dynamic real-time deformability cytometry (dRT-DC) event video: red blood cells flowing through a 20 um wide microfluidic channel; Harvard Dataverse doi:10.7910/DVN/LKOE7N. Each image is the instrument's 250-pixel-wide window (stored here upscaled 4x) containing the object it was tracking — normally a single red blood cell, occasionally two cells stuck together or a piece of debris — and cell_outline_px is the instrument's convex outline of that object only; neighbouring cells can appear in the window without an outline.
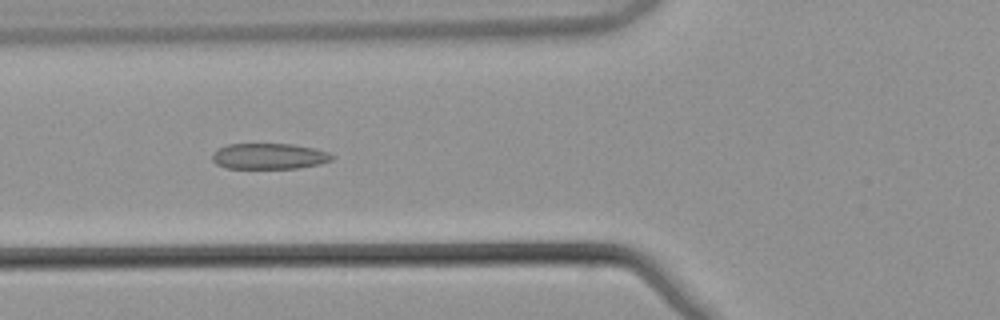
{"species": "common noctule bat (a hibernating species)", "species_latin": "Nyctalus noctula", "temperature_condition": "warm", "stored_images_in_passage": 45, "camera_frame_rate_fps": 3000, "um_per_image_px": 0.085, "animal": {"sex": "male", "body_mass_g": 21.5, "forearm_length_mm": 52.0}, "frame": {"image": 1, "passage_image": 12, "time_ms": 3.667, "image_size_px": [1000, 320], "cell_outline_px": [[336, 156], [332, 160], [320, 164], [296, 168], [228, 168], [216, 164], [212, 160], [212, 152], [228, 144], [292, 144], [312, 148], [328, 152]], "centroid_in_image_um": [22.88, 13.28], "position_along_channel_um": 102.9, "area_um2": 17.98}}
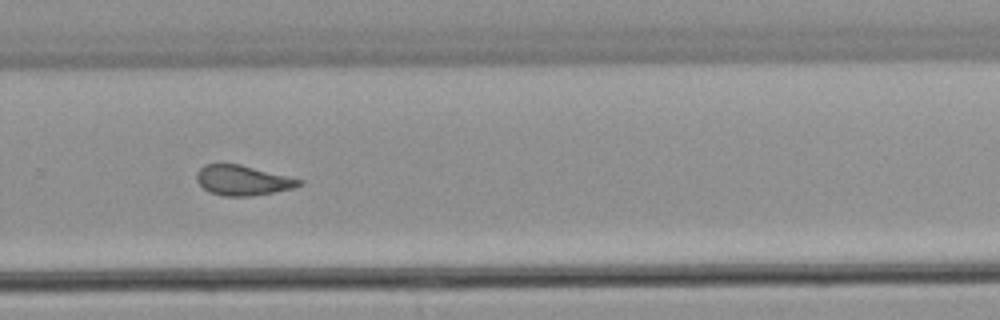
{"frame": {"image": 2, "passage_image": 28, "time_ms": 9.0, "image_size_px": [1000, 320], "cell_outline_px": [[304, 184], [292, 188], [252, 196], [224, 196], [208, 192], [196, 180], [196, 172], [204, 164], [240, 164], [304, 180]], "centroid_in_image_um": [20.62, 15.32], "position_along_channel_um": 309.2, "area_um2": 17.92}}
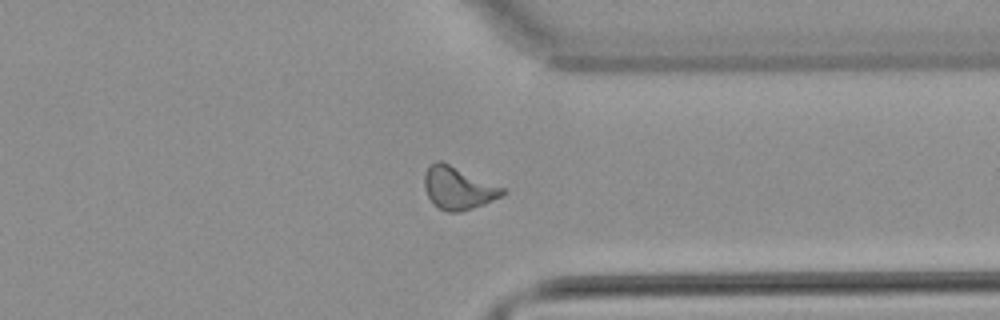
{"frame": {"image": 3, "passage_image": 33, "time_ms": 10.667, "image_size_px": [1000, 320], "cell_outline_px": [[508, 192], [504, 196], [484, 204], [460, 212], [448, 212], [440, 208], [428, 196], [424, 188], [424, 172], [436, 160], [440, 160], [504, 188]], "centroid_in_image_um": [38.96, 15.99], "position_along_channel_um": 372.4, "area_um2": 19.19}, "authors_computed_cell_mechanics": {"area_um2": 18.4382, "velocity_mm_per_s": 3.8751, "shape_relaxation_time_tau1_ms": null, "shape_relaxation_time_tau2_ms": 1.5764, "deformation_change_tau1": null, "deformation_change_tau2": 0.0975}}